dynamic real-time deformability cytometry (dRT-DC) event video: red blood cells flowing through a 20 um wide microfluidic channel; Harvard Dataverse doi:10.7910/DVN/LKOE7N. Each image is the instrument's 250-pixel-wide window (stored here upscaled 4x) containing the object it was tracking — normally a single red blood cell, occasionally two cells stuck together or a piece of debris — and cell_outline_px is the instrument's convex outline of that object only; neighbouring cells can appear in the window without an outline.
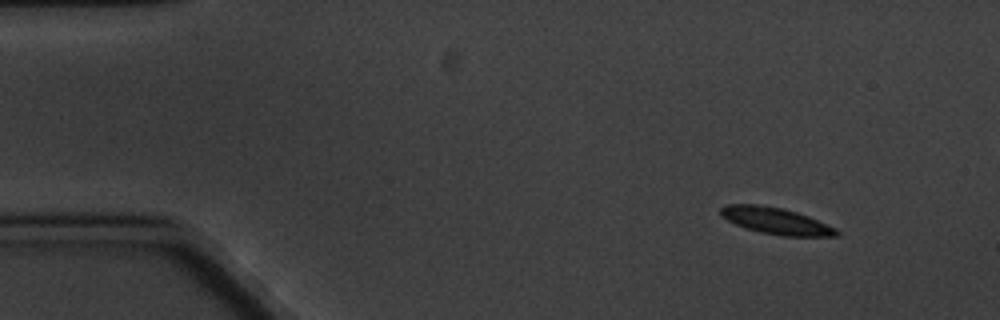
{"species": "common noctule bat (a hibernating species)", "species_latin": "Nyctalus noctula", "temperature_condition": "cold", "stored_images_in_passage": 5, "camera_frame_rate_fps": 3000, "um_per_image_px": 0.085, "animal": {"sex": "male", "body_mass_g": 20.1, "forearm_length_mm": 53.5}, "frame": {"image": 1, "passage_image": 1, "time_ms": 0.0, "image_size_px": [1000, 320], "cell_outline_px": [[840, 236], [784, 236], [760, 232], [744, 228], [728, 220], [720, 212], [720, 208], [724, 204], [756, 204], [784, 208], [808, 216], [836, 228], [840, 232]], "centroid_in_image_um": [65.97, 18.77], "position_along_channel_um": 19.0, "area_um2": 17.92}}